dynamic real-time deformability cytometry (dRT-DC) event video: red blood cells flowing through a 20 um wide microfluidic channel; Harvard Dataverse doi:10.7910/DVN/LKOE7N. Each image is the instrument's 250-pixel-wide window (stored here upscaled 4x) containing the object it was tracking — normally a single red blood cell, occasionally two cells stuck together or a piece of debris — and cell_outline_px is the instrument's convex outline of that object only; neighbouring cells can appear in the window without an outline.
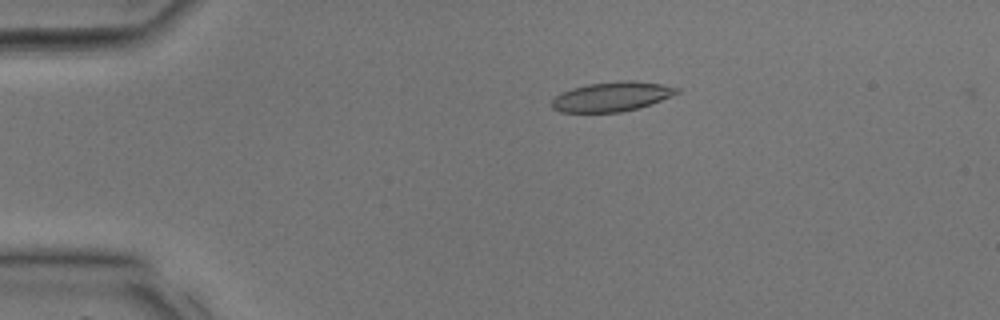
{"species": "common noctule bat (a hibernating species)", "species_latin": "Nyctalus noctula", "temperature_condition": "room temperature", "stored_images_in_passage": 36, "camera_frame_rate_fps": 3000, "um_per_image_px": 0.085, "animal": {"sex": "male", "body_mass_g": 17.9, "forearm_length_mm": 54.2}, "frame": {"image": 1, "passage_image": 8, "time_ms": 2.333, "image_size_px": [1000, 320], "cell_outline_px": [[680, 92], [652, 104], [640, 108], [620, 112], [560, 112], [552, 108], [552, 100], [556, 96], [572, 88], [588, 84], [624, 80], [632, 80], [660, 84], [680, 88]], "centroid_in_image_um": [52.03, 8.22], "position_along_channel_um": 33.0, "area_um2": 21.44}}
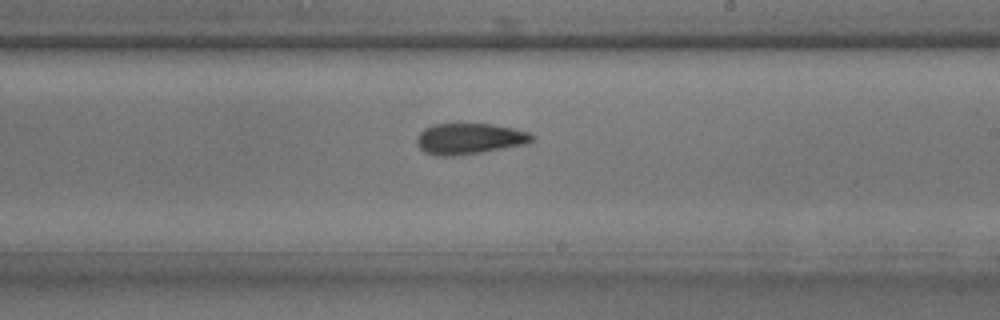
{"frame": {"image": 2, "passage_image": 22, "time_ms": 7.0, "image_size_px": [1000, 320], "cell_outline_px": [[536, 136], [532, 140], [524, 144], [484, 152], [452, 156], [436, 156], [424, 152], [416, 144], [416, 136], [424, 128], [436, 124], [492, 124], [512, 128], [528, 132]], "centroid_in_image_um": [39.86, 11.8], "position_along_channel_um": 249.1, "area_um2": 20.81}}
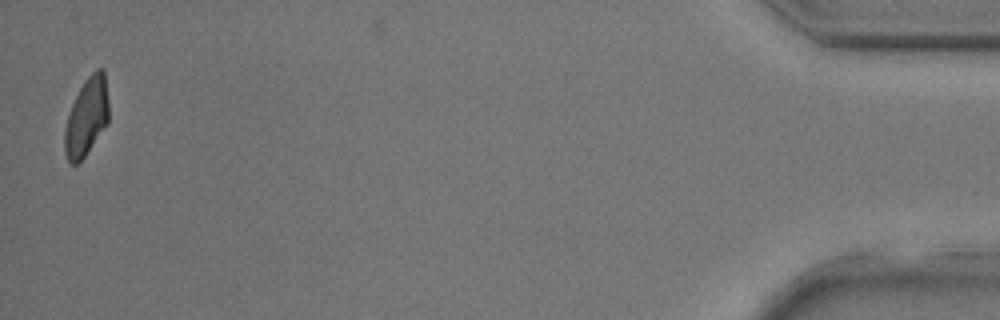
{"frame": {"image": 3, "passage_image": 36, "time_ms": 11.667, "image_size_px": [1000, 320], "cell_outline_px": [[108, 124], [84, 156], [76, 164], [72, 164], [68, 160], [64, 152], [64, 132], [68, 116], [72, 104], [84, 80], [96, 68], [104, 68], [108, 100]], "centroid_in_image_um": [7.37, 9.91], "position_along_channel_um": 427.8, "area_um2": 19.94}}